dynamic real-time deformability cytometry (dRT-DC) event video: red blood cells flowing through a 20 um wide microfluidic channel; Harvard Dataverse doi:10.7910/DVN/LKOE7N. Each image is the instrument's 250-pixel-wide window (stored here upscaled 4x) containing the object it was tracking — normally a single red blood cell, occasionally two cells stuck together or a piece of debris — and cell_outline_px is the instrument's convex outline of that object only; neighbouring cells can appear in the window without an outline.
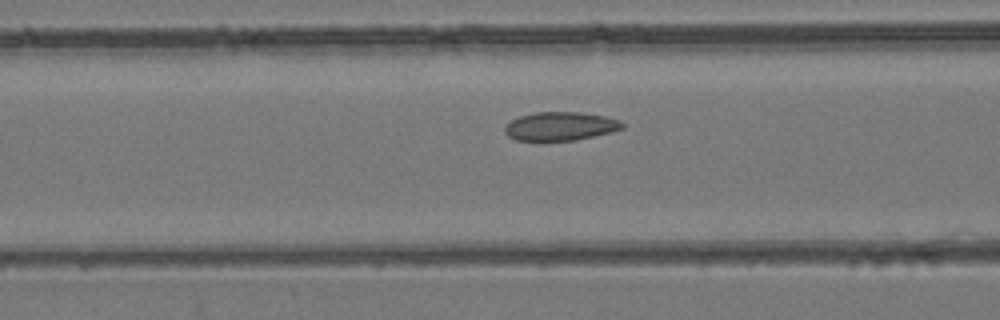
{"species": "common noctule bat (a hibernating species)", "species_latin": "Nyctalus noctula", "temperature_condition": "room temperature", "stored_images_in_passage": 40, "camera_frame_rate_fps": 3000, "um_per_image_px": 0.085, "animal": {"sex": "female", "body_mass_g": 24.6, "forearm_length_mm": 56.2}, "frame": {"image": 1, "passage_image": 8, "time_ms": 2.333, "image_size_px": [1000, 320], "cell_outline_px": [[624, 128], [612, 132], [576, 140], [516, 140], [508, 136], [504, 132], [504, 128], [512, 120], [520, 116], [536, 112], [580, 112], [604, 116], [620, 120], [624, 124]], "centroid_in_image_um": [47.66, 10.73], "position_along_channel_um": 118.9, "area_um2": 19.48}}
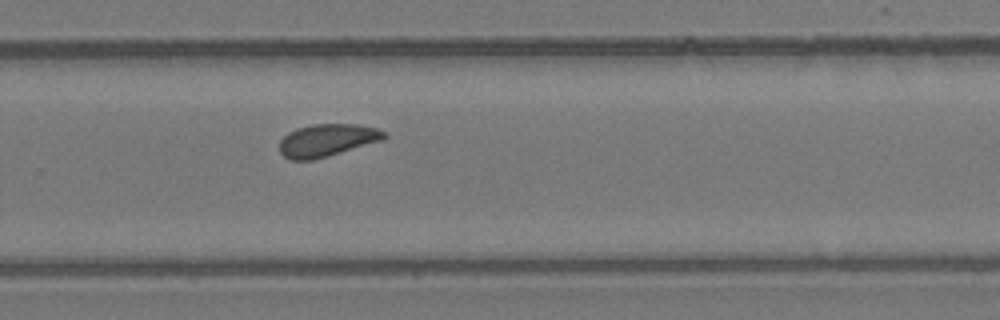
{"frame": {"image": 2, "passage_image": 22, "time_ms": 7.0, "image_size_px": [1000, 320], "cell_outline_px": [[388, 136], [384, 140], [328, 156], [312, 160], [288, 160], [280, 152], [280, 140], [288, 132], [296, 128], [312, 124], [356, 124], [376, 128], [388, 132]], "centroid_in_image_um": [27.82, 11.92], "position_along_channel_um": 302.0, "area_um2": 20.06}}
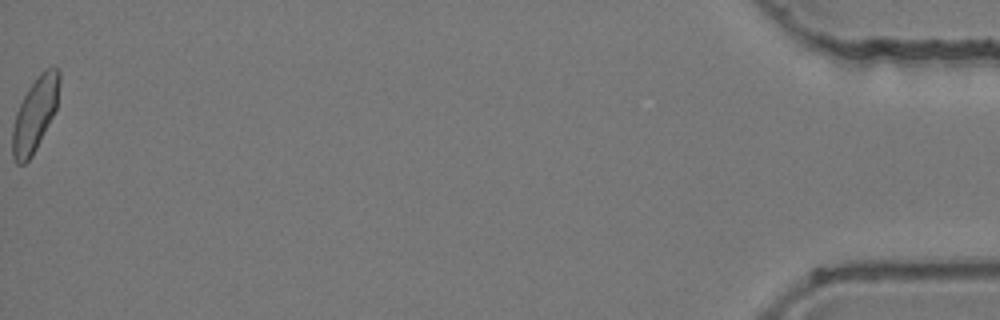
{"frame": {"image": 3, "passage_image": 40, "time_ms": 13.0, "image_size_px": [1000, 320], "cell_outline_px": [[60, 80], [56, 108], [32, 156], [24, 164], [16, 164], [12, 156], [12, 128], [16, 112], [28, 88], [36, 76], [48, 68], [56, 64], [60, 68]], "centroid_in_image_um": [2.97, 9.68], "position_along_channel_um": 432.2, "area_um2": 20.11}, "authors_computed_cell_mechanics": {"area_um2": 19.941, "velocity_mm_per_s": 3.9309, "shape_relaxation_time_tau1_ms": null, "shape_relaxation_time_tau2_ms": 3.0878, "deformation_change_tau1": null, "deformation_change_tau2": 0.0853}}